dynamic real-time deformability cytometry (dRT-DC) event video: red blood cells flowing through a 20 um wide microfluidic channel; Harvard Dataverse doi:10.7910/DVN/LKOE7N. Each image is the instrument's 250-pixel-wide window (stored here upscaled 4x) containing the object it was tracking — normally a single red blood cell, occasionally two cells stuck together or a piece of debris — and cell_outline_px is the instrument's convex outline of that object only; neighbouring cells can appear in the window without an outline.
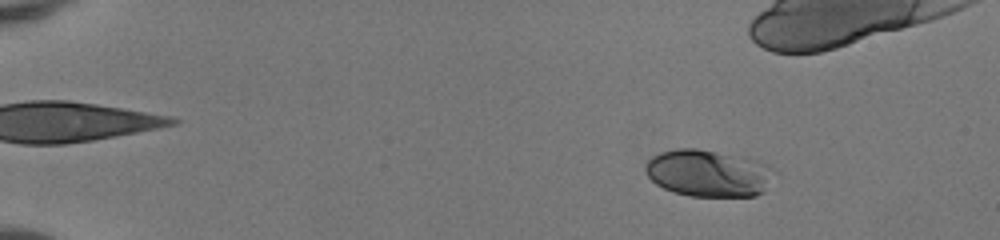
{"species": "human", "species_latin": "Homo sapiens", "temperature_condition": "room temperature", "stored_images_in_passage": 49, "camera_frame_rate_fps": 3000, "um_per_image_px": 0.085, "donor": {"sex": "female"}, "frame": {"image": 1, "passage_image": 8, "time_ms": 2.333, "image_size_px": [1000, 240], "cell_outline_px": [[768, 176], [764, 192], [756, 196], [688, 196], [672, 192], [656, 184], [644, 172], [644, 164], [652, 156], [660, 152], [676, 148], [696, 148], [756, 160], [768, 172]], "centroid_in_image_um": [60.03, 14.73], "position_along_channel_um": 25.0, "area_um2": 34.39}}
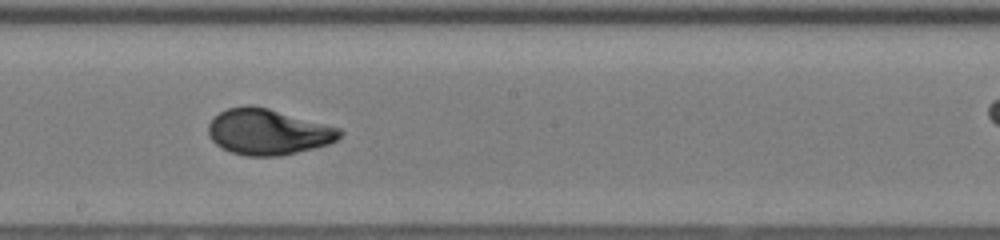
{"frame": {"image": 2, "passage_image": 31, "time_ms": 10.0, "image_size_px": [1000, 240], "cell_outline_px": [[344, 132], [336, 140], [328, 144], [280, 156], [248, 156], [232, 152], [216, 144], [208, 136], [208, 124], [220, 112], [228, 108], [248, 104], [268, 108], [340, 128]], "centroid_in_image_um": [22.77, 11.2], "position_along_channel_um": 225.4, "area_um2": 34.8}}
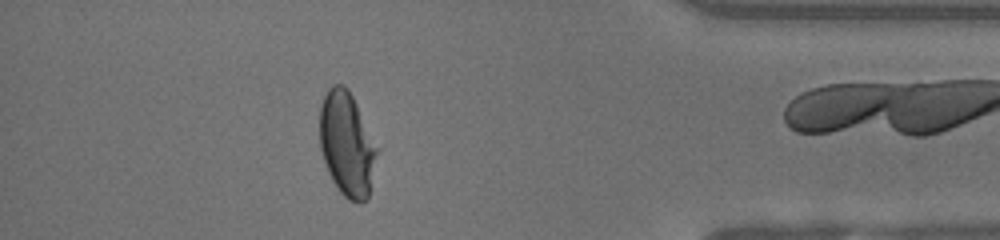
{"frame": {"image": 3, "passage_image": 46, "time_ms": 15.0, "image_size_px": [1000, 240], "cell_outline_px": [[380, 148], [368, 196], [360, 204], [356, 204], [348, 200], [336, 188], [328, 172], [320, 148], [320, 108], [324, 96], [328, 88], [332, 84], [344, 84], [348, 88]], "centroid_in_image_um": [29.51, 12.26], "position_along_channel_um": 405.7, "area_um2": 35.37}}